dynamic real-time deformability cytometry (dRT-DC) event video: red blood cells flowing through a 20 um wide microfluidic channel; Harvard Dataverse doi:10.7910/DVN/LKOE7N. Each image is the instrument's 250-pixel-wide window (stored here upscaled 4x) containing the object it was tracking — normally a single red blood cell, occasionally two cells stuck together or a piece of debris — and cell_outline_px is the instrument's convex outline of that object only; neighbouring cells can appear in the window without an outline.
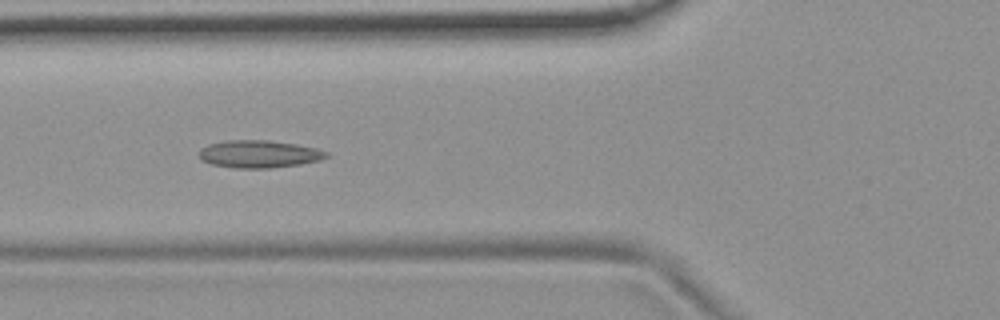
{"species": "common noctule bat (a hibernating species)", "species_latin": "Nyctalus noctula", "temperature_condition": "room temperature", "stored_images_in_passage": 55, "camera_frame_rate_fps": 3000, "um_per_image_px": 0.085, "animal": {"sex": "female", "body_mass_g": 19.9}, "frame": {"image": 1, "passage_image": 21, "time_ms": 6.667, "image_size_px": [1000, 320], "cell_outline_px": [[328, 156], [320, 160], [300, 164], [272, 168], [232, 168], [212, 164], [200, 160], [200, 148], [208, 144], [228, 140], [268, 140], [296, 144], [316, 148], [328, 152]], "centroid_in_image_um": [22.0, 13.09], "position_along_channel_um": 103.8, "area_um2": 20.46}}
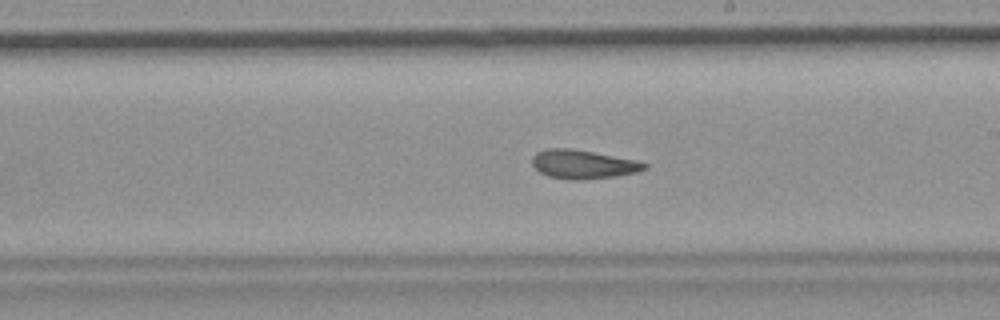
{"frame": {"image": 2, "passage_image": 32, "time_ms": 10.333, "image_size_px": [1000, 320], "cell_outline_px": [[648, 168], [636, 172], [616, 176], [576, 180], [568, 180], [548, 176], [540, 172], [532, 164], [532, 156], [536, 152], [548, 148], [572, 148], [636, 160], [648, 164]], "centroid_in_image_um": [49.54, 13.96], "position_along_channel_um": 239.5, "area_um2": 18.84}}
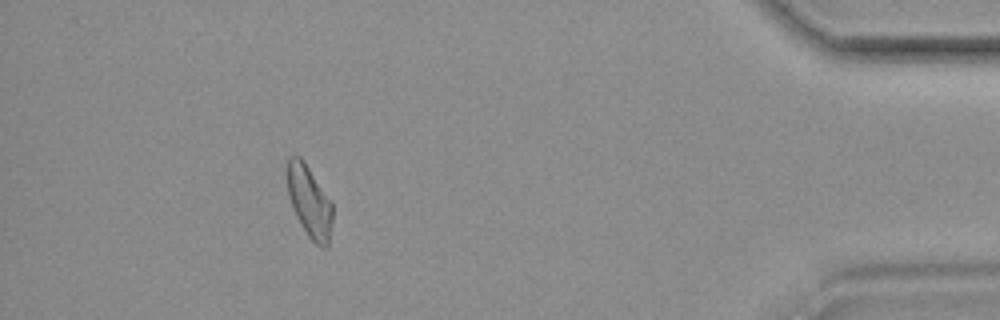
{"frame": {"image": 3, "passage_image": 50, "time_ms": 16.333, "image_size_px": [1000, 320], "cell_outline_px": [[332, 224], [328, 248], [324, 248], [316, 244], [308, 236], [300, 224], [292, 208], [288, 196], [284, 176], [288, 156], [300, 156], [304, 160], [332, 200]], "centroid_in_image_um": [26.27, 17.08], "position_along_channel_um": 408.9, "area_um2": 19.77}, "authors_computed_cell_mechanics": {"area_um2": 19.7676, "velocity_mm_per_s": 3.7109, "shape_relaxation_time_tau1_ms": null, "shape_relaxation_time_tau2_ms": 3.0514, "deformation_change_tau1": null, "deformation_change_tau2": 0.1079}}